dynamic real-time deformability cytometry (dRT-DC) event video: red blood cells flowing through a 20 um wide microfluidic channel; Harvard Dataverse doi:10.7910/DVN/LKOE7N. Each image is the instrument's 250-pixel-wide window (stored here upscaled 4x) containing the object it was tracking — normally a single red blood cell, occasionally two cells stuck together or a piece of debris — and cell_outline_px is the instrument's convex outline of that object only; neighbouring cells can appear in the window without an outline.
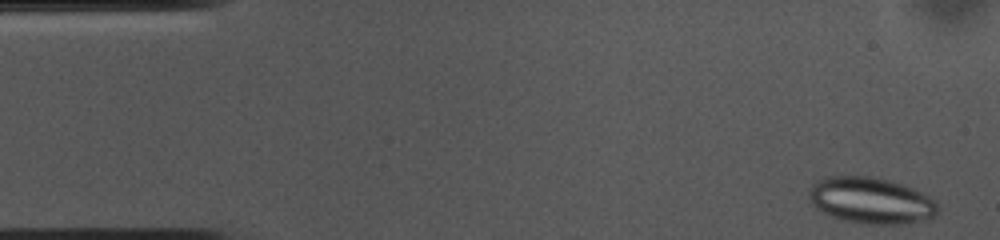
{"species": "common noctule bat (a hibernating species)", "species_latin": "Nyctalus noctula", "temperature_condition": "cold", "stored_images_in_passage": 44, "camera_frame_rate_fps": 3000, "um_per_image_px": 0.085, "animal": {"sex": "female", "body_mass_g": 10.0, "forearm_length_mm": 53.1}, "frame": {"image": 1, "passage_image": 1, "time_ms": 0.0, "image_size_px": [1000, 240], "cell_outline_px": [[940, 212], [932, 216], [920, 220], [896, 224], [864, 224], [840, 220], [816, 208], [812, 204], [808, 196], [812, 184], [824, 176], [868, 176], [888, 180], [912, 188], [936, 200], [940, 208]], "centroid_in_image_um": [74.01, 17.04], "position_along_channel_um": 11.0, "area_um2": 34.68}}
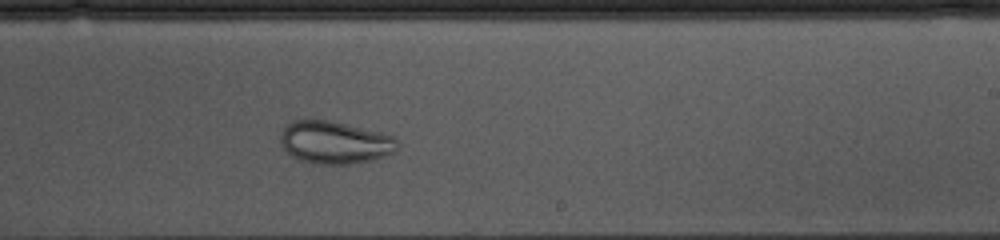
{"frame": {"image": 2, "passage_image": 30, "time_ms": 9.667, "image_size_px": [1000, 240], "cell_outline_px": [[396, 152], [372, 160], [352, 164], [316, 164], [300, 160], [292, 156], [280, 144], [280, 136], [284, 128], [292, 120], [328, 120], [380, 132], [392, 136], [396, 140]], "centroid_in_image_um": [28.44, 12.12], "position_along_channel_um": 260.6, "area_um2": 28.84}}
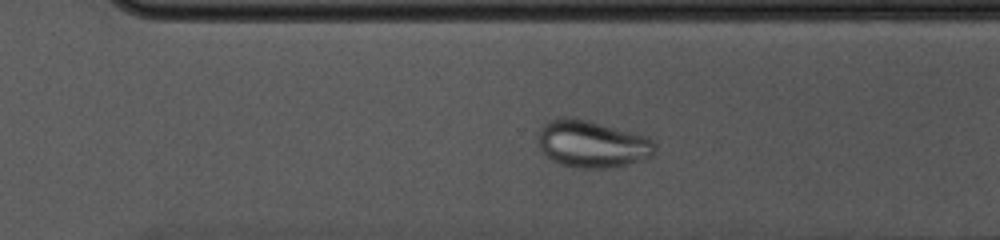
{"frame": {"image": 3, "passage_image": 35, "time_ms": 11.333, "image_size_px": [1000, 240], "cell_outline_px": [[656, 148], [652, 156], [628, 164], [608, 168], [572, 168], [560, 164], [552, 160], [540, 148], [536, 140], [540, 128], [548, 120], [560, 116], [572, 116], [588, 120], [648, 136], [656, 144]], "centroid_in_image_um": [50.3, 12.22], "position_along_channel_um": 320.3, "area_um2": 32.54}}